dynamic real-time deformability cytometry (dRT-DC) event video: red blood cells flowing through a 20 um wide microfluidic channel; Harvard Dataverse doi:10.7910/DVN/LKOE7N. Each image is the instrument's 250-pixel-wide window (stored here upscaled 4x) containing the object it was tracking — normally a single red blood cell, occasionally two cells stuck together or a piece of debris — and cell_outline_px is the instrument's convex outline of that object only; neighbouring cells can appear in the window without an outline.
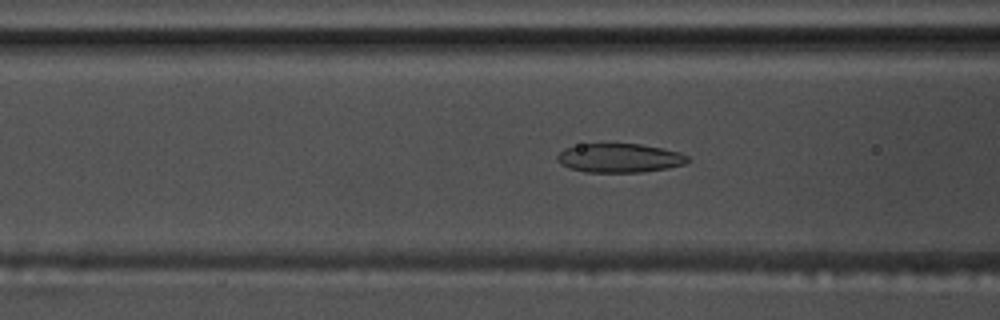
{"species": "common noctule bat (a hibernating species)", "species_latin": "Nyctalus noctula", "temperature_condition": "warm", "stored_images_in_passage": 56, "camera_frame_rate_fps": 3000, "um_per_image_px": 0.085, "animal": {"sex": "male", "body_mass_g": 17.5, "forearm_length_mm": 52.3}, "frame": {"image": 1, "passage_image": 22, "time_ms": 7.0, "image_size_px": [1000, 320], "cell_outline_px": [[692, 160], [684, 164], [668, 168], [640, 172], [584, 172], [568, 168], [560, 164], [556, 160], [556, 156], [564, 148], [580, 144], [640, 144], [664, 148], [680, 152], [688, 156]], "centroid_in_image_um": [52.66, 13.43], "position_along_channel_um": 113.9, "area_um2": 22.25}}
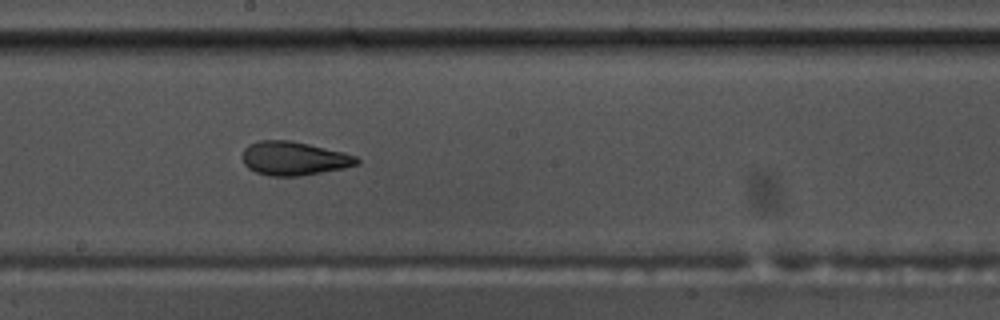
{"frame": {"image": 2, "passage_image": 31, "time_ms": 10.0, "image_size_px": [1000, 320], "cell_outline_px": [[360, 164], [344, 168], [296, 176], [268, 176], [256, 172], [248, 168], [244, 164], [240, 156], [244, 148], [248, 144], [260, 140], [288, 140], [308, 144], [344, 152], [356, 156], [360, 160]], "centroid_in_image_um": [24.95, 13.46], "position_along_channel_um": 223.3, "area_um2": 22.6}}
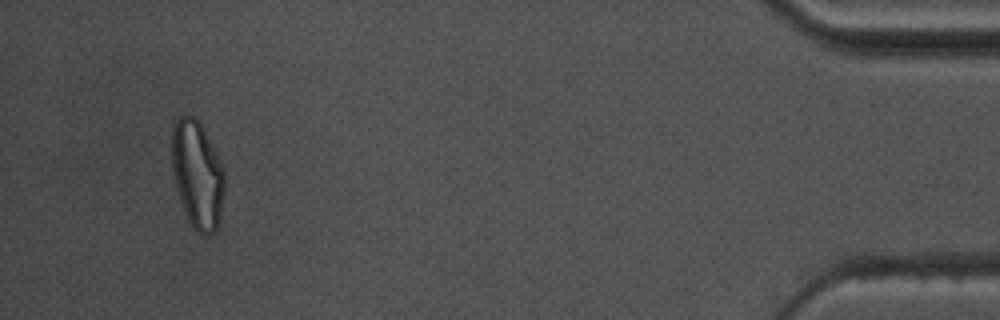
{"frame": {"image": 3, "passage_image": 53, "time_ms": 17.333, "image_size_px": [1000, 320], "cell_outline_px": [[224, 196], [220, 216], [216, 228], [208, 236], [196, 232], [192, 228], [188, 220], [176, 184], [172, 168], [172, 128], [176, 120], [180, 116], [196, 116], [200, 120], [224, 172]], "centroid_in_image_um": [16.77, 14.83], "position_along_channel_um": 418.4, "area_um2": 32.66}, "authors_computed_cell_mechanics": {"area_um2": 23.9292, "velocity_mm_per_s": 3.6536, "shape_relaxation_time_tau1_ms": null, "shape_relaxation_time_tau2_ms": 2.0028, "deformation_change_tau1": null, "deformation_change_tau2": 0.0975}}